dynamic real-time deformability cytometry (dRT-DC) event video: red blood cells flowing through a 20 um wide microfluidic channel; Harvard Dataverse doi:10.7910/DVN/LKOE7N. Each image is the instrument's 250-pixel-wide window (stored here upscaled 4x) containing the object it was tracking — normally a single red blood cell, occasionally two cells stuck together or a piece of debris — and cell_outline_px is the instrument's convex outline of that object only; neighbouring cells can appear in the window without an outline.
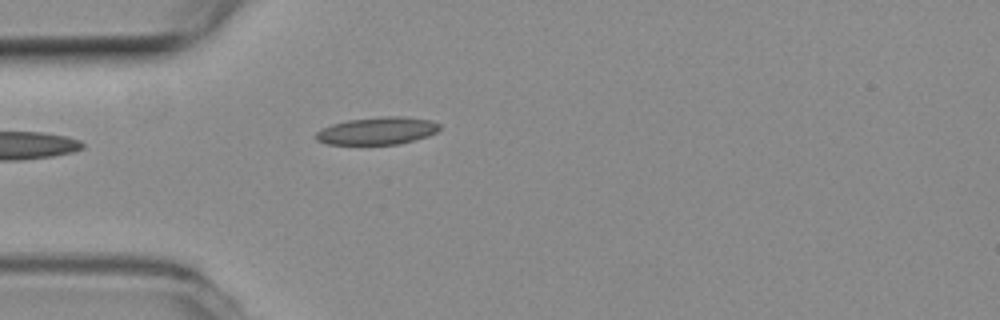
{"species": "common noctule bat (a hibernating species)", "species_latin": "Nyctalus noctula", "temperature_condition": "room temperature", "stored_images_in_passage": 2, "camera_frame_rate_fps": 3000, "um_per_image_px": 0.085, "animal": {"sex": "female", "body_mass_g": 19.3, "forearm_length_mm": 54.1}, "frame": {"image": 1, "passage_image": 2, "time_ms": 0.333, "image_size_px": [1000, 320], "cell_outline_px": [[440, 128], [436, 132], [428, 136], [400, 144], [328, 144], [316, 140], [316, 132], [320, 128], [332, 124], [348, 120], [380, 116], [404, 116], [432, 120], [440, 124]], "centroid_in_image_um": [32.08, 11.11], "position_along_channel_um": 52.9, "area_um2": 19.94}}